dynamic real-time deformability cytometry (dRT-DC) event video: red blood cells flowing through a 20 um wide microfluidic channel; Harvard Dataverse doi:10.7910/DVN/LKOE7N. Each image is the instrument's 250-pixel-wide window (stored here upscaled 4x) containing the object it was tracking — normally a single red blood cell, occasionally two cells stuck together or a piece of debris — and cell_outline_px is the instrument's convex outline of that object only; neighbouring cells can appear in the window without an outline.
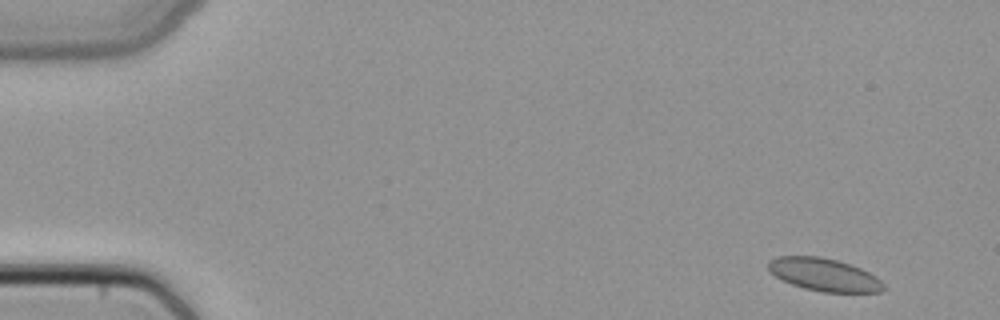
{"species": "common noctule bat (a hibernating species)", "species_latin": "Nyctalus noctula", "temperature_condition": "cold", "stored_images_in_passage": 3, "camera_frame_rate_fps": 3000, "um_per_image_px": 0.085, "animal": {"sex": "female", "body_mass_g": 22.7, "forearm_length_mm": 54.2}, "frame": {"image": 1, "passage_image": 1, "time_ms": 0.0, "image_size_px": [1000, 320], "cell_outline_px": [[884, 288], [880, 292], [824, 292], [804, 288], [792, 284], [776, 276], [768, 268], [768, 260], [776, 256], [820, 256], [836, 260], [860, 268], [876, 276], [884, 284]], "centroid_in_image_um": [70.04, 23.34], "position_along_channel_um": 15.0, "area_um2": 21.79}}
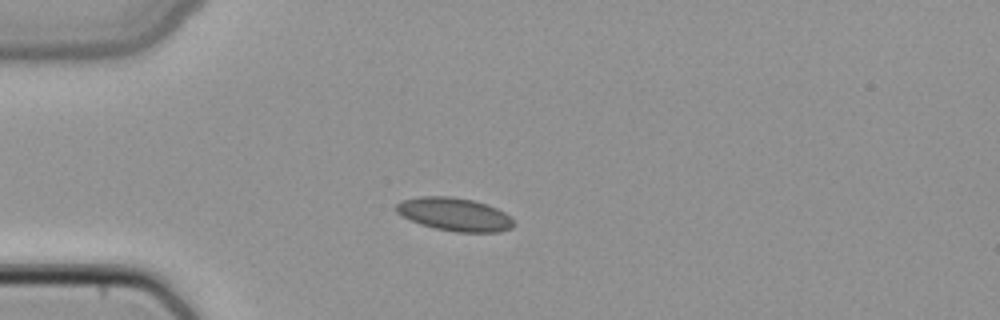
{"frame": {"image": 2, "passage_image": 3, "time_ms": 0.667, "image_size_px": [1000, 320], "cell_outline_px": [[516, 224], [512, 228], [500, 232], [456, 232], [436, 228], [420, 224], [400, 216], [396, 212], [396, 204], [404, 200], [420, 196], [452, 196], [472, 200], [488, 204], [504, 212]], "centroid_in_image_um": [38.63, 18.22], "position_along_channel_um": 46.4, "area_um2": 22.77}}